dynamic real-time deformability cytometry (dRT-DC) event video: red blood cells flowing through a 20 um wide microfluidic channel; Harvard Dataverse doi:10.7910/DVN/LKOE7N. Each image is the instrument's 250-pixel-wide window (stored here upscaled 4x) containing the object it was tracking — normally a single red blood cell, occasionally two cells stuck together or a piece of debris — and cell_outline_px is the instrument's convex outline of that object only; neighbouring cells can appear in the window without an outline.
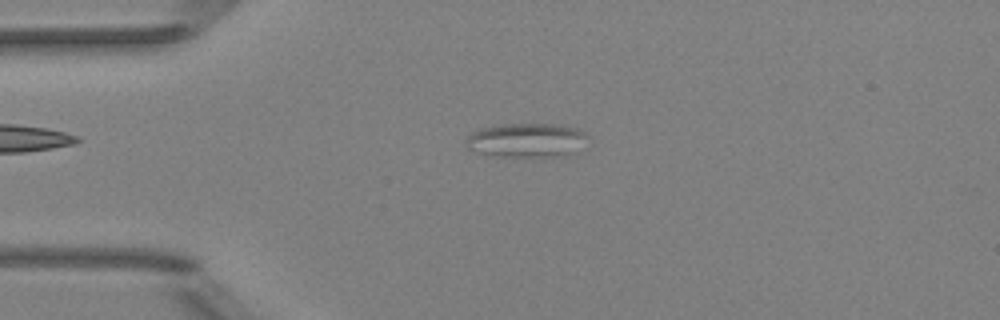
{"species": "Egyptian fruit bat (a non-hibernating species)", "species_latin": "Rousettus aegyptiacus", "temperature_condition": "room temperature", "stored_images_in_passage": 47, "camera_frame_rate_fps": 3000, "um_per_image_px": 0.085, "animal": {"sex": "female"}, "frame": {"image": 1, "passage_image": 8, "time_ms": 2.333, "image_size_px": [1000, 320], "cell_outline_px": [[588, 136], [576, 152], [568, 156], [496, 156], [480, 152], [468, 148], [464, 140], [472, 132], [480, 128], [500, 124], [552, 124], [580, 128]], "centroid_in_image_um": [44.77, 11.91], "position_along_channel_um": 40.2, "area_um2": 24.22}}
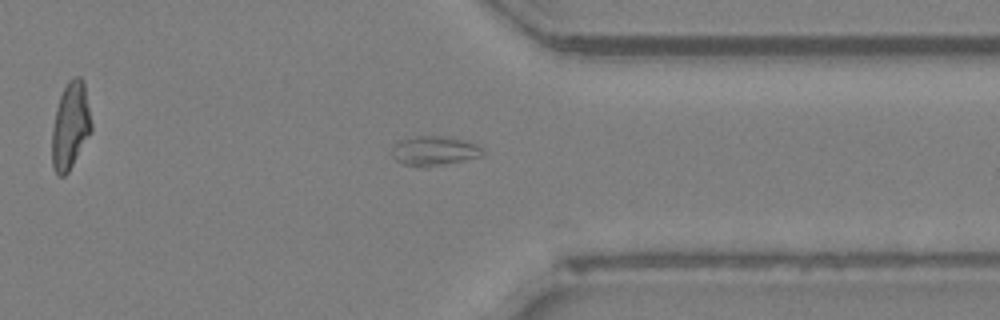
{"frame": {"image": 2, "passage_image": 36, "time_ms": 11.667, "image_size_px": [1000, 320], "cell_outline_px": [[484, 152], [480, 156], [464, 160], [424, 168], [404, 164], [396, 160], [392, 156], [392, 148], [400, 140], [416, 136], [448, 136], [464, 140], [476, 144]], "centroid_in_image_um": [36.89, 12.82], "position_along_channel_um": 374.5, "area_um2": 15.49}}
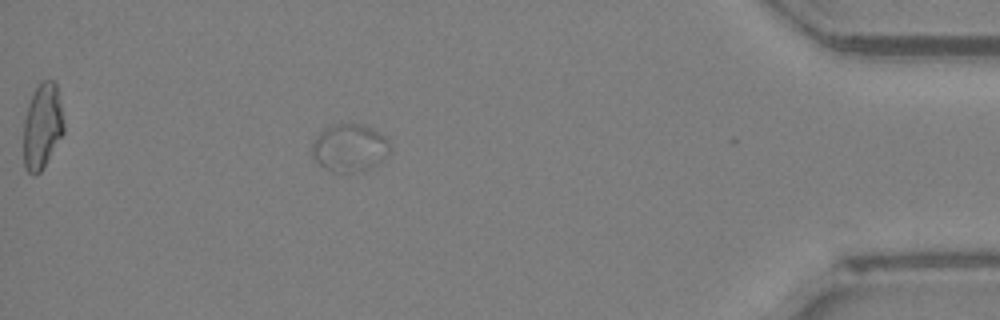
{"frame": {"image": 3, "passage_image": 42, "time_ms": 13.667, "image_size_px": [1000, 320], "cell_outline_px": [[392, 148], [376, 164], [352, 172], [332, 172], [324, 168], [312, 156], [312, 140], [324, 128], [332, 124], [364, 124], [372, 128], [384, 136], [388, 140]], "centroid_in_image_um": [29.67, 12.53], "position_along_channel_um": 405.5, "area_um2": 21.44}}